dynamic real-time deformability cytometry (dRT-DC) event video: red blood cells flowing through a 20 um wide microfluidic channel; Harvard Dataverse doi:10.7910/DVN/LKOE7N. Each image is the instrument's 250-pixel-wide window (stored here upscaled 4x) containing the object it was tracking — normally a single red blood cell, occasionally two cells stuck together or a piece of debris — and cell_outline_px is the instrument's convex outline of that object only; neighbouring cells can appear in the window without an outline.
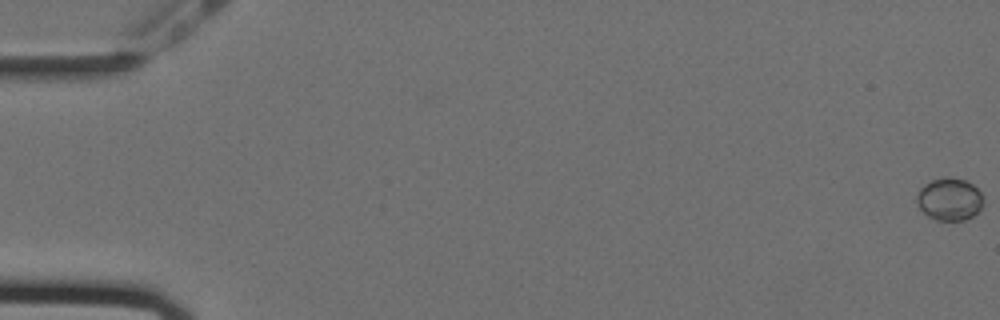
{"species": "Egyptian fruit bat (a non-hibernating species)", "species_latin": "Rousettus aegyptiacus", "temperature_condition": "cold", "stored_images_in_passage": 58, "camera_frame_rate_fps": 3000, "um_per_image_px": 0.085, "animal": {"sex": "female"}, "frame": {"image": 1, "passage_image": 1, "time_ms": 0.0, "image_size_px": [1000, 320], "cell_outline_px": [[984, 204], [972, 216], [964, 220], [936, 220], [928, 216], [916, 204], [916, 196], [920, 188], [924, 184], [932, 180], [944, 176], [948, 176], [964, 180], [972, 184], [980, 192], [984, 200]], "centroid_in_image_um": [80.69, 16.92], "position_along_channel_um": 4.3, "area_um2": 16.53}}
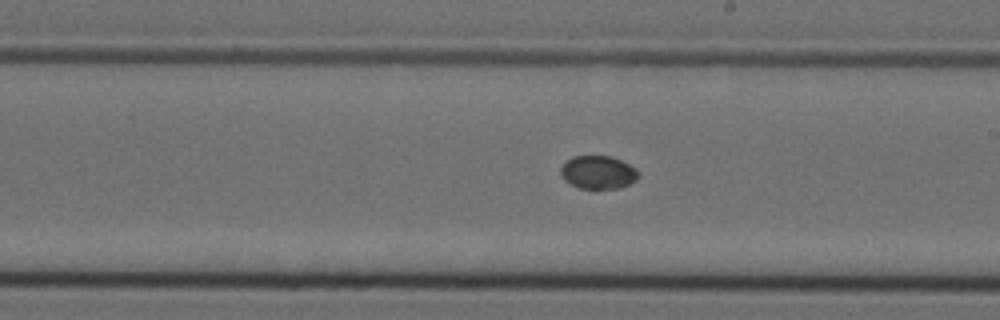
{"frame": {"image": 2, "passage_image": 34, "time_ms": 11.0, "image_size_px": [1000, 320], "cell_outline_px": [[636, 180], [628, 184], [616, 188], [580, 188], [568, 184], [560, 176], [560, 168], [572, 156], [608, 156], [620, 160], [636, 168]], "centroid_in_image_um": [50.77, 14.65], "position_along_channel_um": 238.2, "area_um2": 14.8}}
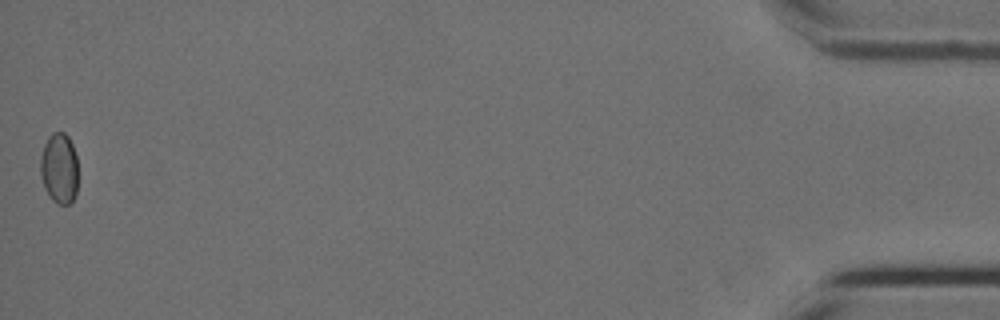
{"frame": {"image": 3, "passage_image": 58, "time_ms": 19.0, "image_size_px": [1000, 320], "cell_outline_px": [[76, 196], [68, 204], [56, 204], [52, 200], [44, 188], [40, 172], [40, 156], [44, 144], [48, 136], [52, 132], [64, 132], [68, 136], [72, 144], [76, 156]], "centroid_in_image_um": [5.01, 14.3], "position_along_channel_um": 430.2, "area_um2": 15.55}}